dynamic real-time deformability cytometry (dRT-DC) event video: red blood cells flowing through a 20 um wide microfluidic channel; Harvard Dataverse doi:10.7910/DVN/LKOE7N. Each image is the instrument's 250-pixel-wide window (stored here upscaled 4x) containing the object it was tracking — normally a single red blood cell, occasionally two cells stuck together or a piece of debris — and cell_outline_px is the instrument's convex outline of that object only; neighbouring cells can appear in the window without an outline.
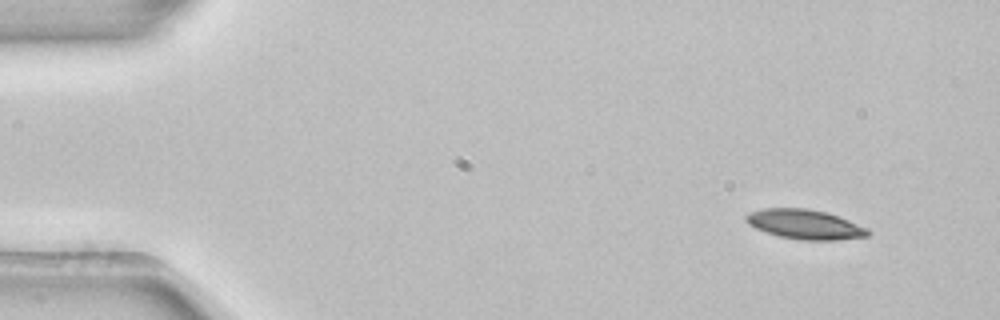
{"species": "common noctule bat (a hibernating species)", "species_latin": "Nyctalus noctula", "temperature_condition": "room temperature", "stored_images_in_passage": 5, "segment_of_instrument_passage": [1, 2], "camera_frame_rate_fps": 3000, "um_per_image_px": 0.085, "animal": {"sex": "female", "body_mass_g": 22.7, "forearm_length_mm": 54.2}, "frame": {"image": 1, "passage_image": 1, "time_ms": 0.0, "image_size_px": [1000, 320], "cell_outline_px": [[872, 232], [868, 236], [836, 240], [800, 240], [780, 236], [756, 228], [748, 224], [744, 220], [744, 216], [752, 212], [764, 208], [804, 208], [828, 212], [868, 228]], "centroid_in_image_um": [68.44, 19.07], "position_along_channel_um": 16.6, "area_um2": 20.98}}
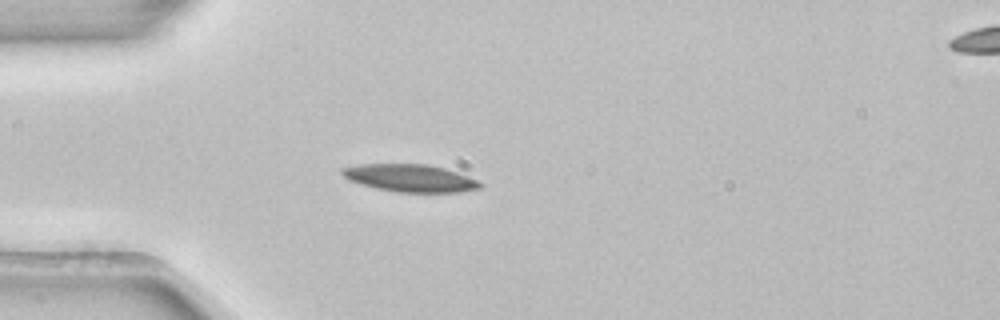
{"frame": {"image": 2, "passage_image": 4, "time_ms": 1.0, "image_size_px": [1000, 320], "cell_outline_px": [[484, 184], [480, 188], [460, 192], [396, 192], [376, 188], [360, 184], [348, 180], [340, 172], [340, 168], [360, 164], [428, 164], [444, 168], [468, 176]], "centroid_in_image_um": [34.84, 15.13], "position_along_channel_um": 50.2, "area_um2": 22.14}}